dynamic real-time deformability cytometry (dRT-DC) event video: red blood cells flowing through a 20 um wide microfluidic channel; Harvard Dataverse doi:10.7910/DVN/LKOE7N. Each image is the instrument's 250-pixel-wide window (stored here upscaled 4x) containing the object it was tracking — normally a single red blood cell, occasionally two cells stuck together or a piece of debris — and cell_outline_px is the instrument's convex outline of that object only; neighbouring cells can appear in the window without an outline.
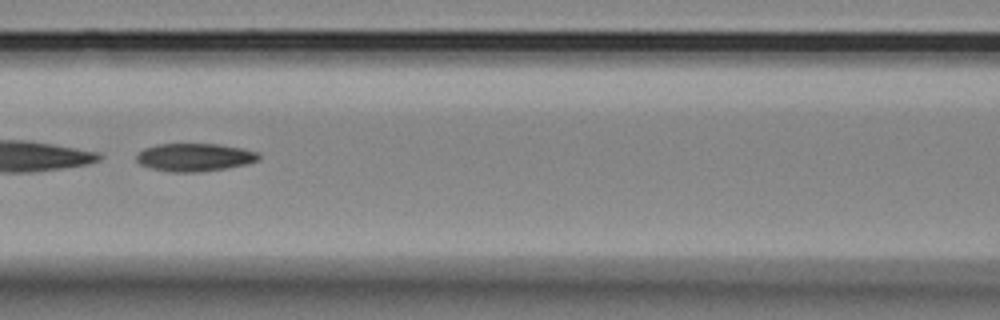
{"species": "Egyptian fruit bat (a non-hibernating species)", "species_latin": "Rousettus aegyptiacus", "temperature_condition": "room temperature", "stored_images_in_passage": 38, "camera_frame_rate_fps": 3000, "um_per_image_px": 0.085, "animal": {"sex": "female"}, "frame": {"image": 1, "passage_image": 12, "time_ms": 3.667, "image_size_px": [1000, 320], "cell_outline_px": [[260, 160], [228, 168], [200, 172], [168, 172], [152, 168], [140, 164], [136, 160], [136, 156], [144, 148], [156, 144], [220, 144], [244, 148], [260, 152]], "centroid_in_image_um": [16.58, 13.36], "position_along_channel_um": 150.0, "area_um2": 20.11}}
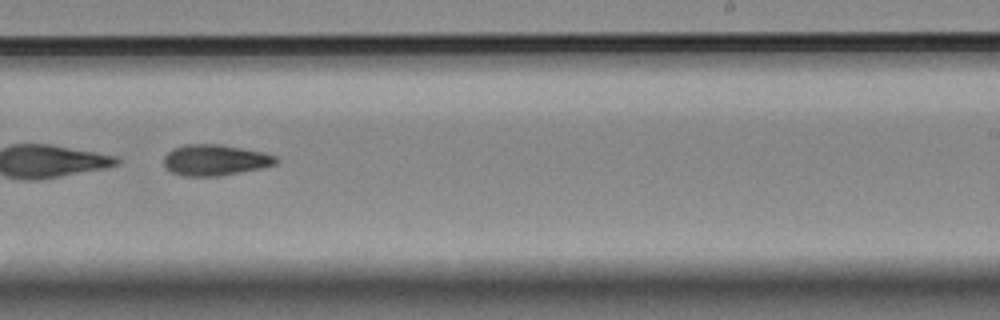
{"frame": {"image": 2, "passage_image": 22, "time_ms": 7.0, "image_size_px": [1000, 320], "cell_outline_px": [[276, 164], [260, 168], [220, 176], [184, 176], [172, 172], [164, 168], [164, 156], [172, 148], [184, 144], [220, 144], [264, 152], [276, 156]], "centroid_in_image_um": [18.24, 13.6], "position_along_channel_um": 270.8, "area_um2": 20.29}}
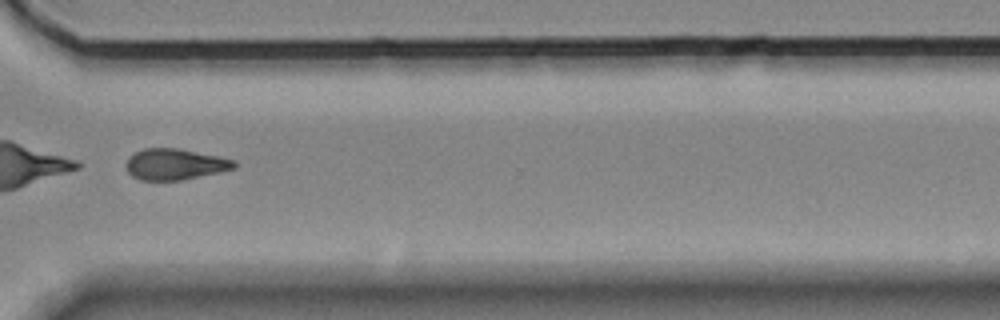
{"frame": {"image": 3, "passage_image": 29, "time_ms": 9.333, "image_size_px": [1000, 320], "cell_outline_px": [[236, 168], [220, 172], [180, 180], [140, 180], [132, 176], [128, 172], [124, 164], [128, 156], [144, 148], [176, 148], [220, 156], [236, 160]], "centroid_in_image_um": [14.86, 13.96], "position_along_channel_um": 355.7, "area_um2": 19.71}, "authors_computed_cell_mechanics": {"area_um2": 20.6635, "velocity_mm_per_s": 3.6306, "shape_relaxation_time_tau1_ms": 0.3589, "shape_relaxation_time_tau2_ms": null, "deformation_change_tau1": 0.2589, "deformation_change_tau2": null}}